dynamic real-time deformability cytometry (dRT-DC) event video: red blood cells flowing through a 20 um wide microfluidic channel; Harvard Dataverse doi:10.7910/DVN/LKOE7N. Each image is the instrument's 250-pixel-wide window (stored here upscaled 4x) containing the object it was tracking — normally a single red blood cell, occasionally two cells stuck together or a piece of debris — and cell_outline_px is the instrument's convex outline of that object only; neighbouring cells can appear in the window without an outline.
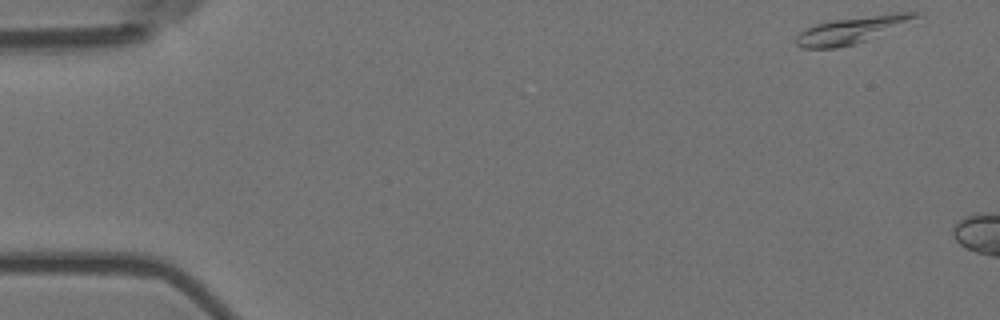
{"species": "Egyptian fruit bat (a non-hibernating species)", "species_latin": "Rousettus aegyptiacus", "temperature_condition": "room temperature", "stored_images_in_passage": 2, "camera_frame_rate_fps": 3000, "um_per_image_px": 0.085, "animal": {"sex": "female"}, "frame": {"image": 1, "passage_image": 1, "time_ms": 0.0, "image_size_px": [1000, 320], "cell_outline_px": [[920, 16], [864, 40], [852, 44], [836, 48], [800, 48], [796, 44], [796, 36], [800, 32], [816, 24], [832, 20], [896, 12], [920, 12]], "centroid_in_image_um": [72.29, 2.54], "position_along_channel_um": 12.7, "area_um2": 17.86}}